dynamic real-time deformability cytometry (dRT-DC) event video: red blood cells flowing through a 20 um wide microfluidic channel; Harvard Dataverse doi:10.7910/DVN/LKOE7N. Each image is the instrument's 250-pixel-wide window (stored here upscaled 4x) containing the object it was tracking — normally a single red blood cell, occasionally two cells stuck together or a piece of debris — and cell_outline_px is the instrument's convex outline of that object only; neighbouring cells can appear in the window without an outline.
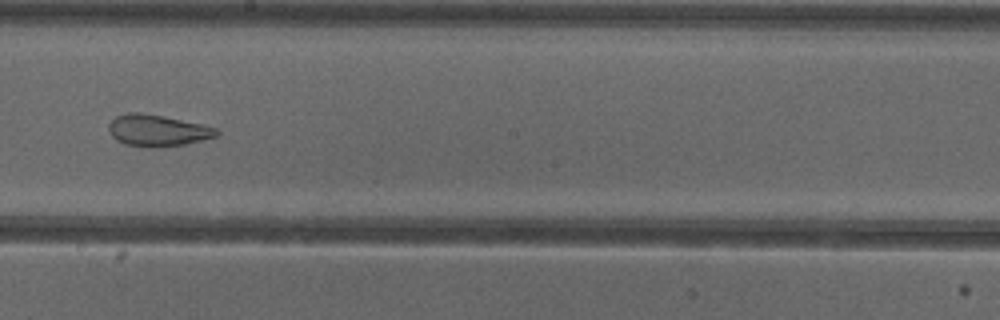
{"species": "common noctule bat (a hibernating species)", "species_latin": "Nyctalus noctula", "temperature_condition": "cold", "stored_images_in_passage": 40, "camera_frame_rate_fps": 3000, "um_per_image_px": 0.085, "animal": {"sex": "female"}, "frame": {"image": 1, "passage_image": 23, "time_ms": 7.333, "image_size_px": [1000, 320], "cell_outline_px": [[220, 132], [216, 136], [184, 144], [152, 148], [124, 144], [116, 140], [108, 132], [108, 124], [116, 116], [128, 112], [140, 112], [204, 124], [216, 128]], "centroid_in_image_um": [13.35, 11.09], "position_along_channel_um": 234.9, "area_um2": 19.83}, "authors_computed_cell_mechanics": {"area_um2": 26.3568, "velocity_mm_per_s": 3.8559, "shape_relaxation_time_tau1_ms": null, "shape_relaxation_time_tau2_ms": 1.7723, "deformation_change_tau1": null, "deformation_change_tau2": 0.0906}}